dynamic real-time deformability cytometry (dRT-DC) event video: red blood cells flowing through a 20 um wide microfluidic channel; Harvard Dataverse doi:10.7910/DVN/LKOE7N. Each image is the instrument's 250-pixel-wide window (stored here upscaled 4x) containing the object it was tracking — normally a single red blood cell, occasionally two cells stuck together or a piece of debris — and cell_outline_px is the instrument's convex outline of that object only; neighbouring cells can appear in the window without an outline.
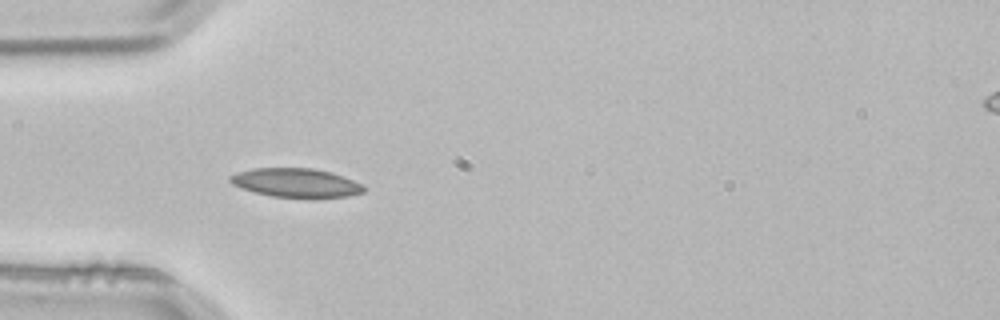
{"species": "common noctule bat (a hibernating species)", "species_latin": "Nyctalus noctula", "temperature_condition": "room temperature", "stored_images_in_passage": 3, "camera_frame_rate_fps": 3000, "um_per_image_px": 0.085, "animal": {"sex": "male", "body_mass_g": 21.5, "forearm_length_mm": 52.0}, "frame": {"image": 1, "passage_image": 3, "time_ms": 0.667, "image_size_px": [1000, 320], "cell_outline_px": [[364, 192], [348, 196], [272, 196], [256, 192], [232, 184], [228, 180], [228, 176], [252, 168], [312, 168], [332, 172], [364, 184]], "centroid_in_image_um": [25.16, 15.5], "position_along_channel_um": 59.8, "area_um2": 21.96}}